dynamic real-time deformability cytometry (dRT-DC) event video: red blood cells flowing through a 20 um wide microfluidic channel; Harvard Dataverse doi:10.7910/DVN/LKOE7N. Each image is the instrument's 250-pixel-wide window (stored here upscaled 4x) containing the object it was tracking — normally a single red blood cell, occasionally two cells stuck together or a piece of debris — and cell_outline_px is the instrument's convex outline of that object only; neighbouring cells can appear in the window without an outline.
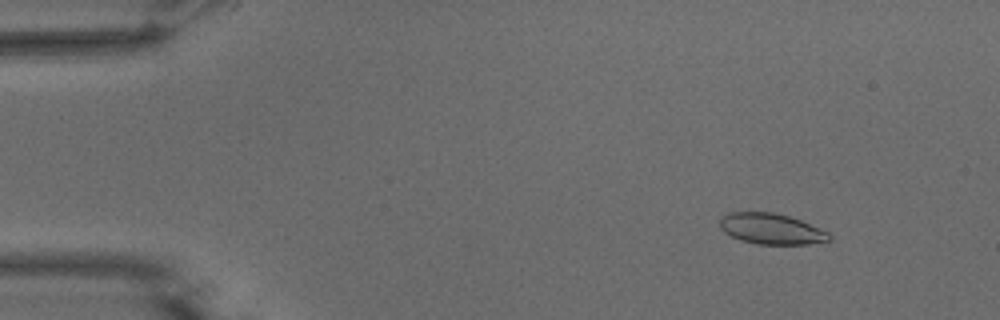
{"species": "common noctule bat (a hibernating species)", "species_latin": "Nyctalus noctula", "temperature_condition": "warm", "stored_images_in_passage": 15, "camera_frame_rate_fps": 3000, "um_per_image_px": 0.085, "animal": {"sex": "male", "body_mass_g": 15.6}, "frame": {"image": 1, "passage_image": 7, "time_ms": 2.0, "image_size_px": [1000, 320], "cell_outline_px": [[832, 240], [808, 244], [756, 244], [740, 240], [724, 232], [720, 228], [720, 220], [724, 216], [732, 212], [772, 212], [788, 216], [800, 220], [828, 232], [832, 236]], "centroid_in_image_um": [65.57, 19.46], "position_along_channel_um": 19.4, "area_um2": 19.48}}